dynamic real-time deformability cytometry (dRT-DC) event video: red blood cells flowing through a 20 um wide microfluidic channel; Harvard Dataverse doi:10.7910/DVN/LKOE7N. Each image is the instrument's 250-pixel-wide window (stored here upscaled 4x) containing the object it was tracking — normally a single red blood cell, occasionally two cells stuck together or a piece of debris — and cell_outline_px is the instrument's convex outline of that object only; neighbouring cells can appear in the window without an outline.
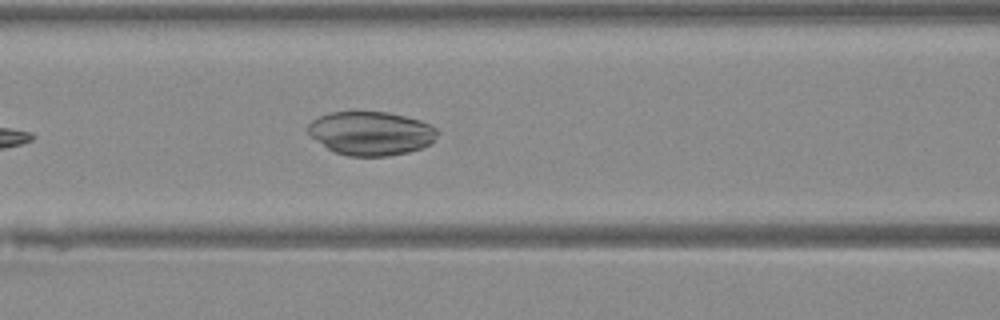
{"species": "Egyptian fruit bat (a non-hibernating species)", "species_latin": "Rousettus aegyptiacus", "temperature_condition": "warm", "stored_images_in_passage": 28, "camera_frame_rate_fps": 3000, "um_per_image_px": 0.085, "animal": {"sex": "female"}, "frame": {"image": 1, "passage_image": 7, "time_ms": 2.0, "image_size_px": [1000, 320], "cell_outline_px": [[440, 132], [428, 144], [420, 148], [408, 152], [388, 156], [348, 156], [336, 152], [328, 148], [312, 136], [308, 132], [308, 124], [312, 120], [320, 116], [332, 112], [388, 112], [420, 120], [436, 128]], "centroid_in_image_um": [31.54, 11.33], "position_along_channel_um": 135.1, "area_um2": 32.6}}
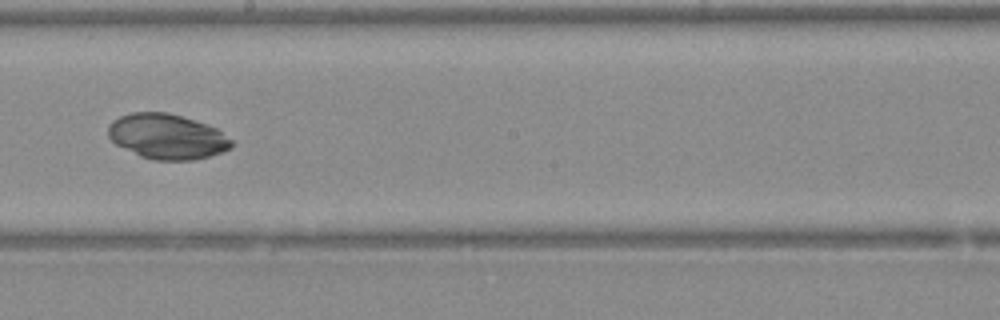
{"frame": {"image": 2, "passage_image": 14, "time_ms": 4.333, "image_size_px": [1000, 320], "cell_outline_px": [[232, 148], [208, 156], [192, 160], [156, 160], [140, 156], [116, 144], [108, 136], [108, 124], [112, 120], [120, 116], [132, 112], [168, 112], [216, 128], [232, 140]], "centroid_in_image_um": [14.16, 11.6], "position_along_channel_um": 234.0, "area_um2": 32.14}}
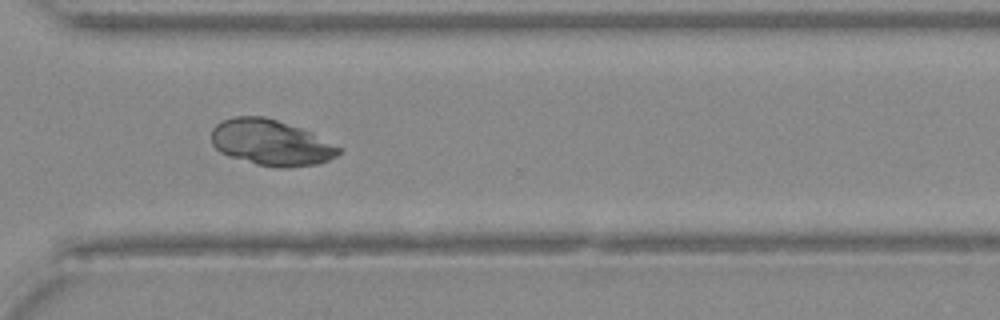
{"frame": {"image": 3, "passage_image": 22, "time_ms": 7.0, "image_size_px": [1000, 320], "cell_outline_px": [[340, 152], [336, 156], [328, 160], [316, 164], [288, 168], [276, 168], [256, 164], [228, 156], [220, 152], [212, 144], [212, 128], [216, 124], [224, 120], [236, 116], [264, 116], [312, 132], [340, 148]], "centroid_in_image_um": [23.01, 12.13], "position_along_channel_um": 347.6, "area_um2": 33.87}}